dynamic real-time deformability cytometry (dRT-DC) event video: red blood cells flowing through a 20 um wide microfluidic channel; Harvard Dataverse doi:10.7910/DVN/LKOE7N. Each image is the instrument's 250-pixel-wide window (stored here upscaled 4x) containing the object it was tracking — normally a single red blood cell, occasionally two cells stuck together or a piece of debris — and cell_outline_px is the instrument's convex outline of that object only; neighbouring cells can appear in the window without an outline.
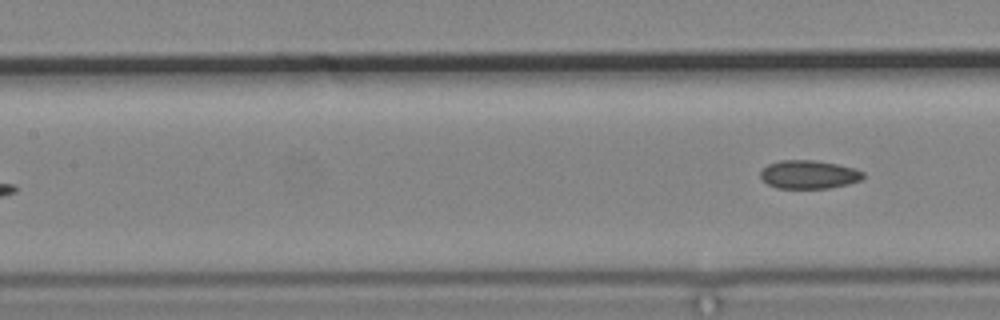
{"species": "common noctule bat (a hibernating species)", "species_latin": "Nyctalus noctula", "temperature_condition": "cold", "stored_images_in_passage": 7, "segment_of_instrument_passage": [2, 2], "camera_frame_rate_fps": 3000, "um_per_image_px": 0.085, "animal": {"sex": "male", "body_mass_g": 19.2, "forearm_length_mm": 51.8}, "frame": {"image": 1, "passage_image": 7, "time_ms": 7.667, "image_size_px": [1000, 320], "cell_outline_px": [[864, 176], [860, 180], [848, 184], [828, 188], [776, 188], [768, 184], [760, 176], [760, 172], [768, 164], [780, 160], [816, 160], [856, 168], [864, 172]], "centroid_in_image_um": [68.76, 14.83], "position_along_channel_um": 138.6, "area_um2": 16.99}}